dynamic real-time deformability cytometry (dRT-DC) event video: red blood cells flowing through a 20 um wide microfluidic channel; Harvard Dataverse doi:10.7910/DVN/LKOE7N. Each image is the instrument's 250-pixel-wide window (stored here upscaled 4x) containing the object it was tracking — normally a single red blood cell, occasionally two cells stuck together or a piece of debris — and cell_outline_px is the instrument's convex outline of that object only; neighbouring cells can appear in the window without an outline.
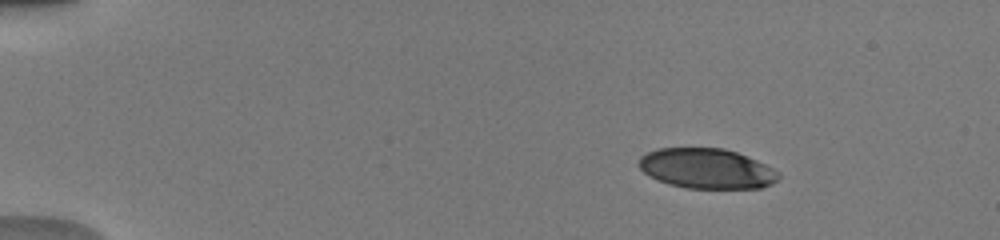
{"species": "human", "species_latin": "Homo sapiens", "temperature_condition": "warm", "stored_images_in_passage": 44, "camera_frame_rate_fps": 3000, "um_per_image_px": 0.085, "donor": {"sex": "male"}, "frame": {"image": 1, "passage_image": 1, "time_ms": 0.0, "image_size_px": [1000, 240], "cell_outline_px": [[780, 176], [772, 184], [760, 188], [684, 188], [668, 184], [656, 180], [648, 176], [636, 164], [640, 156], [656, 148], [724, 148], [736, 152], [756, 160], [780, 172]], "centroid_in_image_um": [60.02, 14.33], "position_along_channel_um": 25.0, "area_um2": 32.83}}
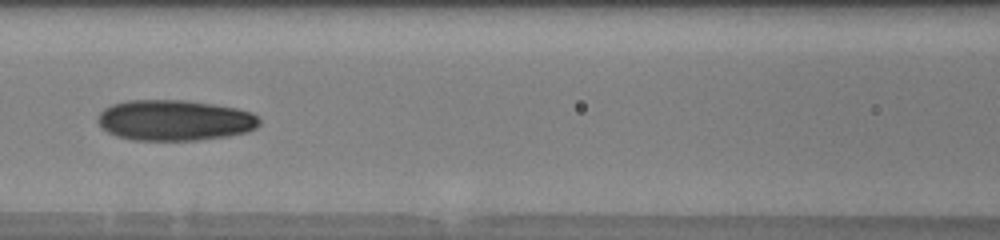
{"frame": {"image": 2, "passage_image": 18, "time_ms": 5.667, "image_size_px": [1000, 240], "cell_outline_px": [[260, 124], [256, 128], [248, 132], [228, 136], [196, 140], [136, 140], [116, 136], [108, 132], [96, 120], [100, 112], [104, 108], [112, 104], [124, 100], [184, 100], [212, 104], [236, 108], [252, 112], [260, 120]], "centroid_in_image_um": [14.85, 10.22], "position_along_channel_um": 151.8, "area_um2": 38.44}}
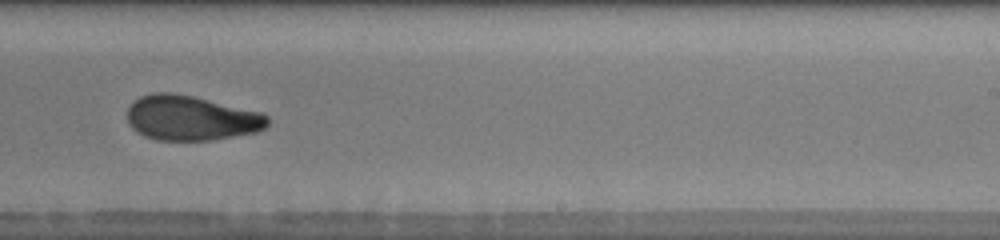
{"frame": {"image": 3, "passage_image": 27, "time_ms": 8.667, "image_size_px": [1000, 240], "cell_outline_px": [[268, 124], [264, 128], [256, 132], [212, 140], [156, 140], [144, 136], [136, 132], [128, 124], [128, 108], [140, 96], [152, 92], [172, 92], [192, 96], [260, 112], [268, 116]], "centroid_in_image_um": [16.21, 10.04], "position_along_channel_um": 272.8, "area_um2": 36.59}, "authors_computed_cell_mechanics": {"area_um2": 36.3562, "velocity_mm_per_s": 4.0492, "shape_relaxation_time_tau1_ms": 8.429, "shape_relaxation_time_tau2_ms": 1.8664, "deformation_change_tau1": 0.244, "deformation_change_tau2": 0.0828}}